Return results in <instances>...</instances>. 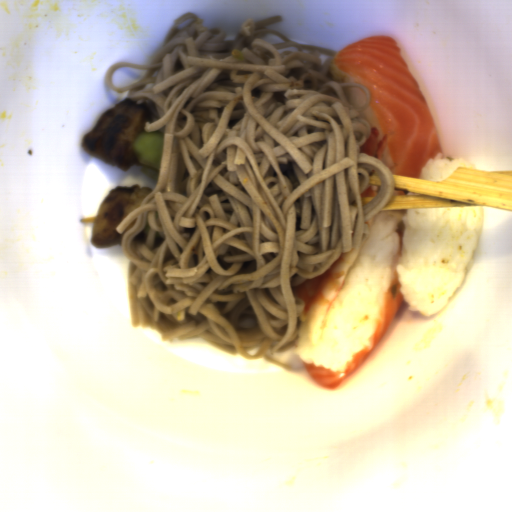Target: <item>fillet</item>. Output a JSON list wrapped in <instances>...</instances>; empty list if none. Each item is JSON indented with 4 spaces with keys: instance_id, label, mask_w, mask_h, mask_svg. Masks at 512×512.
<instances>
[{
    "instance_id": "25842a12",
    "label": "fillet",
    "mask_w": 512,
    "mask_h": 512,
    "mask_svg": "<svg viewBox=\"0 0 512 512\" xmlns=\"http://www.w3.org/2000/svg\"><path fill=\"white\" fill-rule=\"evenodd\" d=\"M393 36L362 38L331 60L349 82L364 85L371 94L369 108L392 160V175L419 178L430 159L443 151L436 122L420 81L409 70Z\"/></svg>"
},
{
    "instance_id": "e2c912f1",
    "label": "fillet",
    "mask_w": 512,
    "mask_h": 512,
    "mask_svg": "<svg viewBox=\"0 0 512 512\" xmlns=\"http://www.w3.org/2000/svg\"><path fill=\"white\" fill-rule=\"evenodd\" d=\"M400 287L401 283L398 282V274L395 270L394 280L383 295L379 321L368 339V345L361 347L359 352H354L352 359L346 362L343 370L324 367L322 363L315 365L313 360L303 362L304 368L318 385L327 391L338 390L367 361L388 332L394 317L406 302L404 301V295L400 293Z\"/></svg>"
}]
</instances>
